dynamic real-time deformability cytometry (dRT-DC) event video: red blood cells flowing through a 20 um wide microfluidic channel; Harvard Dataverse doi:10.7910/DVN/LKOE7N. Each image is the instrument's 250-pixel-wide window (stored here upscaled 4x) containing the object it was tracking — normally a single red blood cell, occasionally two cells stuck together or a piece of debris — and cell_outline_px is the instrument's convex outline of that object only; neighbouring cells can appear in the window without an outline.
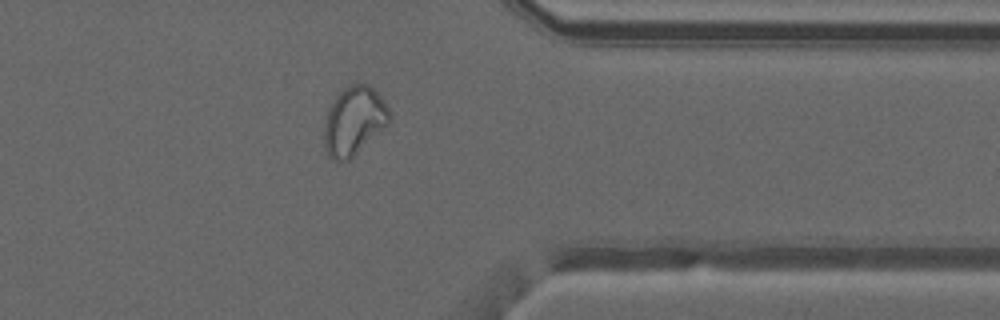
{"species": "common noctule bat (a hibernating species)", "species_latin": "Nyctalus noctula", "temperature_condition": "warm", "stored_images_in_passage": 37, "camera_frame_rate_fps": 3000, "um_per_image_px": 0.085, "animal": {"sex": "male", "forearm_length_mm": 52.5}, "frame": {"image": 1, "passage_image": 32, "time_ms": 10.333, "image_size_px": [1000, 320], "cell_outline_px": [[392, 120], [388, 124], [348, 160], [332, 160], [328, 156], [324, 144], [324, 116], [336, 96], [348, 84], [368, 84], [384, 100], [392, 116]], "centroid_in_image_um": [30.08, 10.26], "position_along_channel_um": 381.3, "area_um2": 25.95}, "authors_computed_cell_mechanics": {"area_um2": 25.143, "velocity_mm_per_s": 4.1263, "shape_relaxation_time_tau1_ms": null, "shape_relaxation_time_tau2_ms": 1.4301, "deformation_change_tau1": null, "deformation_change_tau2": 0.0702}}